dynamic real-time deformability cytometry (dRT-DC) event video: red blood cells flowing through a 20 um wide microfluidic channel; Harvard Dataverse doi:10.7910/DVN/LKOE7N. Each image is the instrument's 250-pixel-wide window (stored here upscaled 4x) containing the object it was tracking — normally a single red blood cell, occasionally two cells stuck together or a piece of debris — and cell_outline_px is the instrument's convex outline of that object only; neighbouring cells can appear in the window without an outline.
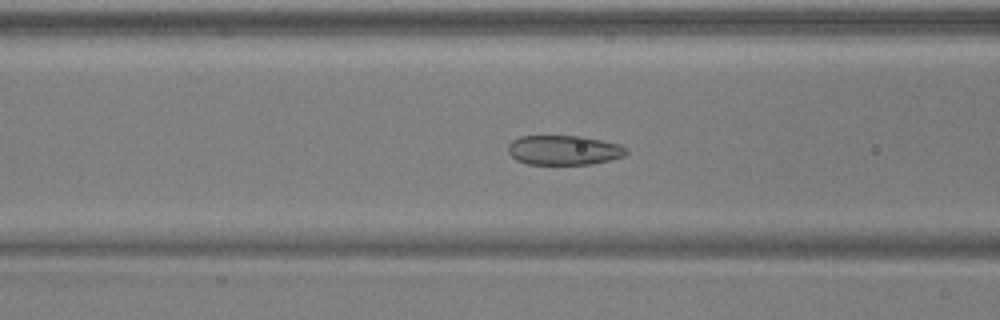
{"species": "common noctule bat (a hibernating species)", "species_latin": "Nyctalus noctula", "temperature_condition": "warm", "stored_images_in_passage": 31, "camera_frame_rate_fps": 3000, "um_per_image_px": 0.085, "animal": {"sex": "male", "body_mass_g": 17.9, "forearm_length_mm": 54.2}, "frame": {"image": 1, "passage_image": 4, "time_ms": 1.0, "image_size_px": [1000, 320], "cell_outline_px": [[628, 152], [624, 156], [592, 164], [528, 164], [516, 160], [508, 152], [508, 144], [512, 140], [520, 136], [580, 136], [620, 144], [628, 148]], "centroid_in_image_um": [47.93, 12.76], "position_along_channel_um": 118.7, "area_um2": 20.4}}
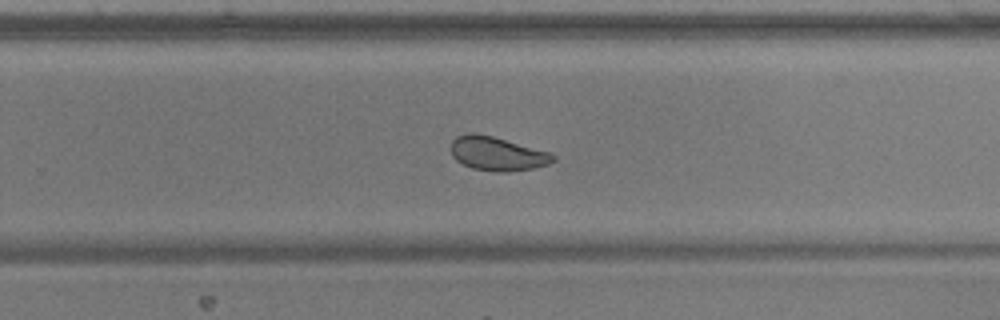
{"frame": {"image": 2, "passage_image": 17, "time_ms": 5.333, "image_size_px": [1000, 320], "cell_outline_px": [[556, 160], [548, 164], [532, 168], [508, 172], [496, 172], [472, 168], [456, 160], [452, 156], [452, 140], [456, 136], [468, 132], [476, 132], [492, 136], [552, 152], [556, 156]], "centroid_in_image_um": [42.28, 13.05], "position_along_channel_um": 287.5, "area_um2": 20.35}}
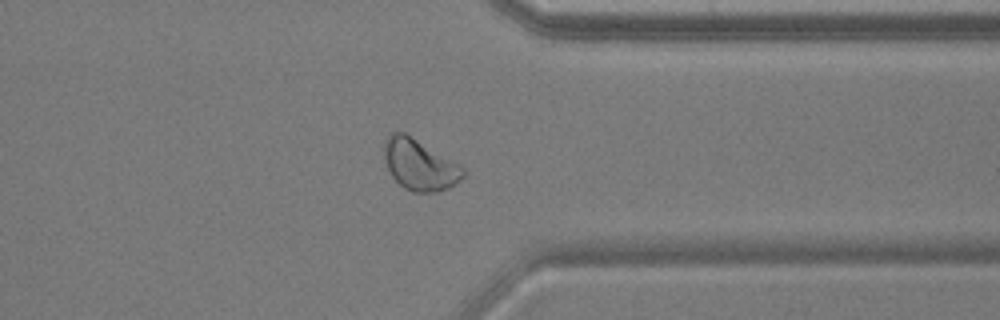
{"frame": {"image": 3, "passage_image": 24, "time_ms": 7.667, "image_size_px": [1000, 320], "cell_outline_px": [[464, 176], [460, 180], [448, 188], [436, 192], [412, 192], [404, 188], [392, 176], [384, 160], [384, 144], [388, 136], [392, 132], [404, 132], [460, 164], [464, 168]], "centroid_in_image_um": [35.66, 14.01], "position_along_channel_um": 375.7, "area_um2": 23.29}}